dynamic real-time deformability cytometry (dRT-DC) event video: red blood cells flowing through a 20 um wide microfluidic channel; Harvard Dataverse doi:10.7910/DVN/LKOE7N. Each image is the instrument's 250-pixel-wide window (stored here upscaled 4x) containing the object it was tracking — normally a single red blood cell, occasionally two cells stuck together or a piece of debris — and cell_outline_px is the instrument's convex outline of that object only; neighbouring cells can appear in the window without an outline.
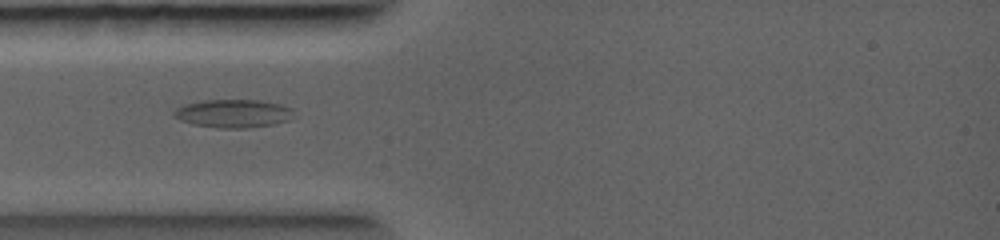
{"species": "common noctule bat (a hibernating species)", "species_latin": "Nyctalus noctula", "temperature_condition": "warm", "stored_images_in_passage": 33, "camera_frame_rate_fps": 5000, "um_per_image_px": 0.085, "animal": {"sex": "female", "body_mass_g": 19.0, "forearm_length_mm": 56.7}, "frame": {"image": 1, "passage_image": 1, "time_ms": 0.0, "image_size_px": [1000, 240], "cell_outline_px": [[292, 108], [284, 120], [268, 124], [228, 128], [196, 124], [184, 120], [176, 116], [172, 112], [176, 108], [184, 104], [204, 100], [260, 100], [280, 104]], "centroid_in_image_um": [19.74, 9.6], "position_along_channel_um": 65.3, "area_um2": 18.5}}
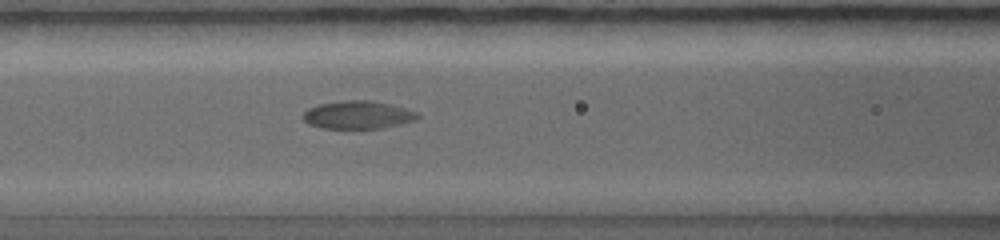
{"frame": {"image": 2, "passage_image": 5, "time_ms": 1.2, "image_size_px": [1000, 240], "cell_outline_px": [[420, 116], [408, 120], [376, 128], [328, 128], [312, 124], [304, 120], [304, 112], [308, 108], [320, 104], [344, 100], [372, 100], [392, 104], [416, 112]], "centroid_in_image_um": [30.36, 9.73], "position_along_channel_um": 136.2, "area_um2": 17.86}}